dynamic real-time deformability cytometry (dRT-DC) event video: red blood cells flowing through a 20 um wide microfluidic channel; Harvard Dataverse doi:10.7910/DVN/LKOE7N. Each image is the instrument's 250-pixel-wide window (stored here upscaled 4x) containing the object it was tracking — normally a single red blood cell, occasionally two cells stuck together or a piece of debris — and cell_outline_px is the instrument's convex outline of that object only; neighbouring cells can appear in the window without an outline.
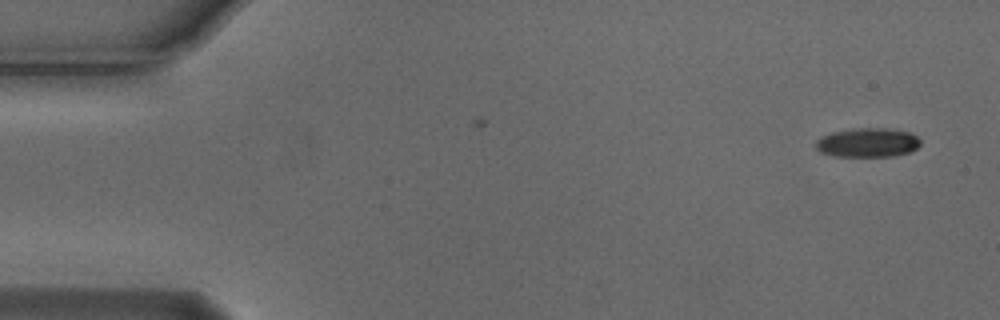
{"species": "Egyptian fruit bat (a non-hibernating species)", "species_latin": "Rousettus aegyptiacus", "temperature_condition": "cold", "stored_images_in_passage": 2, "camera_frame_rate_fps": 3000, "um_per_image_px": 0.085, "animal": {"sex": "male"}, "frame": {"image": 1, "passage_image": 2, "time_ms": 0.333, "image_size_px": [1000, 320], "cell_outline_px": [[920, 144], [916, 148], [908, 152], [892, 156], [836, 156], [820, 152], [816, 148], [816, 140], [820, 136], [832, 132], [852, 128], [888, 128], [908, 132], [916, 136], [920, 140]], "centroid_in_image_um": [73.71, 12.11], "position_along_channel_um": 11.3, "area_um2": 17.74}}